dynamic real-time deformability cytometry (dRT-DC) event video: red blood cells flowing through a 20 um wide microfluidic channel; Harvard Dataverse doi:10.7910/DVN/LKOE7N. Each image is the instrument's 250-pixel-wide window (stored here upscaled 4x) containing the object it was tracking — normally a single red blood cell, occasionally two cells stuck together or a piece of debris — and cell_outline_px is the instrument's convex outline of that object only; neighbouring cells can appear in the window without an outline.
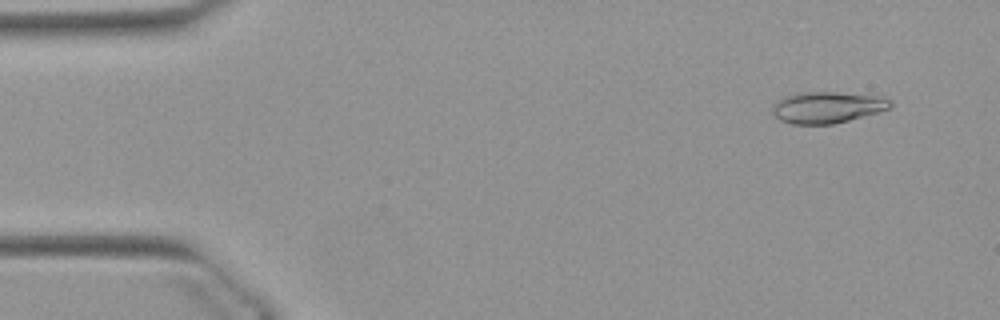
{"species": "Egyptian fruit bat (a non-hibernating species)", "species_latin": "Rousettus aegyptiacus", "temperature_condition": "warm", "stored_images_in_passage": 7, "camera_frame_rate_fps": 3000, "um_per_image_px": 0.085, "animal": {"sex": "female"}, "frame": {"image": 1, "passage_image": 4, "time_ms": 1.0, "image_size_px": [1000, 320], "cell_outline_px": [[892, 108], [880, 112], [832, 124], [792, 124], [780, 120], [772, 112], [772, 104], [784, 96], [796, 92], [836, 92], [880, 96], [892, 100]], "centroid_in_image_um": [70.32, 9.11], "position_along_channel_um": 14.7, "area_um2": 21.79}}